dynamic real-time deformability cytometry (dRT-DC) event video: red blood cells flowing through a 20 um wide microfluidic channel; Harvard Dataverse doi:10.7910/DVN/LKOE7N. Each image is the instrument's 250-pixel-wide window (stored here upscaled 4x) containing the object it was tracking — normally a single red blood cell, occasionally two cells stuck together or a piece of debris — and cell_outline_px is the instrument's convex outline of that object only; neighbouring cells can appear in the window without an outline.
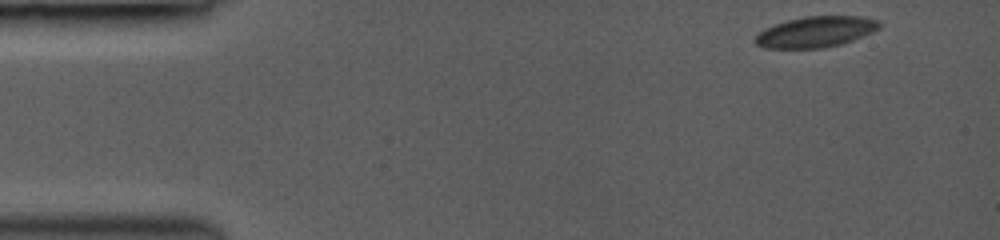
{"species": "common noctule bat (a hibernating species)", "species_latin": "Nyctalus noctula", "temperature_condition": "room temperature", "stored_images_in_passage": 49, "camera_frame_rate_fps": 3000, "um_per_image_px": 0.085, "animal": {"sex": "female", "body_mass_g": 19.0, "forearm_length_mm": 53.3}, "frame": {"image": 1, "passage_image": 1, "time_ms": 0.0, "image_size_px": [1000, 240], "cell_outline_px": [[880, 28], [872, 32], [852, 40], [840, 44], [820, 48], [764, 48], [756, 44], [752, 40], [764, 28], [788, 20], [804, 16], [860, 16], [880, 20]], "centroid_in_image_um": [69.32, 2.7], "position_along_channel_um": 15.7, "area_um2": 22.25}}
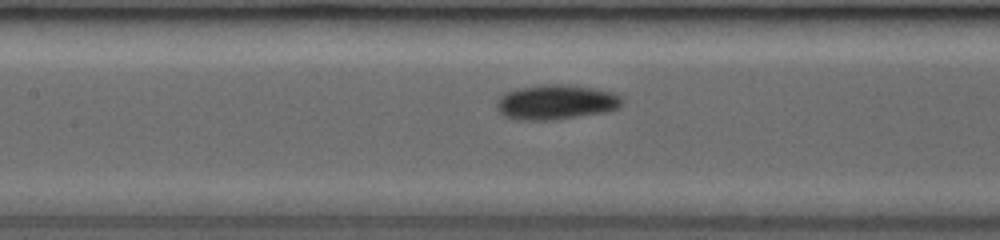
{"frame": {"image": 2, "passage_image": 25, "time_ms": 6.0, "image_size_px": [1000, 240], "cell_outline_px": [[624, 100], [620, 108], [604, 112], [552, 120], [516, 120], [504, 116], [496, 108], [496, 100], [504, 92], [516, 88], [540, 84], [568, 84], [592, 88], [612, 92], [620, 96]], "centroid_in_image_um": [47.22, 8.67], "position_along_channel_um": 160.2, "area_um2": 25.78}}
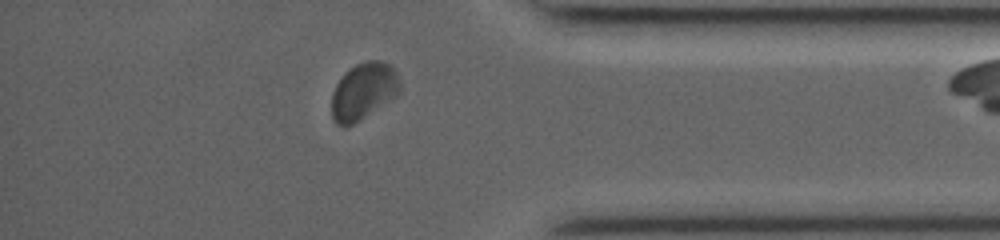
{"frame": {"image": 3, "passage_image": 48, "time_ms": 12.0, "image_size_px": [1000, 240], "cell_outline_px": [[400, 92], [396, 96], [360, 120], [344, 128], [336, 124], [332, 120], [332, 92], [336, 84], [344, 72], [356, 64], [368, 60], [380, 60], [392, 64], [400, 80]], "centroid_in_image_um": [30.9, 7.74], "position_along_channel_um": 404.3, "area_um2": 22.89}}